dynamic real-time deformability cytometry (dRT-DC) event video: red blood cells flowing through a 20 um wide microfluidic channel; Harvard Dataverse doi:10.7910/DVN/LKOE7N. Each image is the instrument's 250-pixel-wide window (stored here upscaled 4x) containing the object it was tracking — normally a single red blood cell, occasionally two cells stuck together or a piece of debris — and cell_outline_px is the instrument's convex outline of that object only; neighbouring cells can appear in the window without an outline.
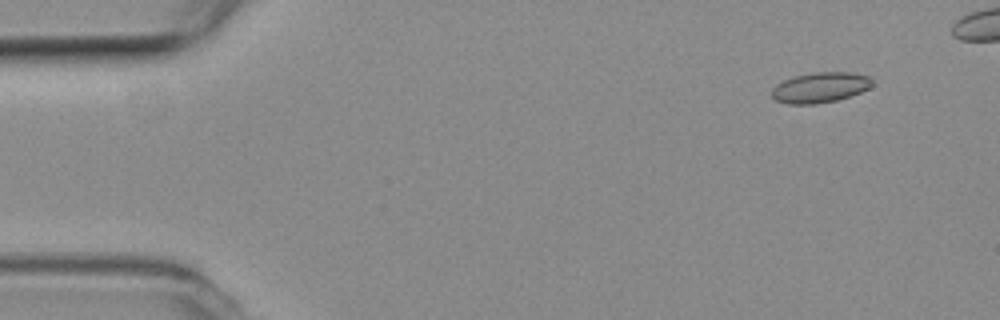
{"species": "common noctule bat (a hibernating species)", "species_latin": "Nyctalus noctula", "temperature_condition": "room temperature", "stored_images_in_passage": 4, "camera_frame_rate_fps": 3000, "um_per_image_px": 0.085, "animal": {"sex": "female", "body_mass_g": 19.3, "forearm_length_mm": 54.1}, "frame": {"image": 1, "passage_image": 1, "time_ms": 0.0, "image_size_px": [1000, 320], "cell_outline_px": [[872, 84], [868, 88], [860, 92], [836, 100], [816, 104], [788, 104], [776, 100], [772, 96], [772, 88], [776, 84], [784, 80], [796, 76], [816, 72], [852, 72], [868, 76], [872, 80]], "centroid_in_image_um": [69.7, 7.43], "position_along_channel_um": 15.3, "area_um2": 17.57}}